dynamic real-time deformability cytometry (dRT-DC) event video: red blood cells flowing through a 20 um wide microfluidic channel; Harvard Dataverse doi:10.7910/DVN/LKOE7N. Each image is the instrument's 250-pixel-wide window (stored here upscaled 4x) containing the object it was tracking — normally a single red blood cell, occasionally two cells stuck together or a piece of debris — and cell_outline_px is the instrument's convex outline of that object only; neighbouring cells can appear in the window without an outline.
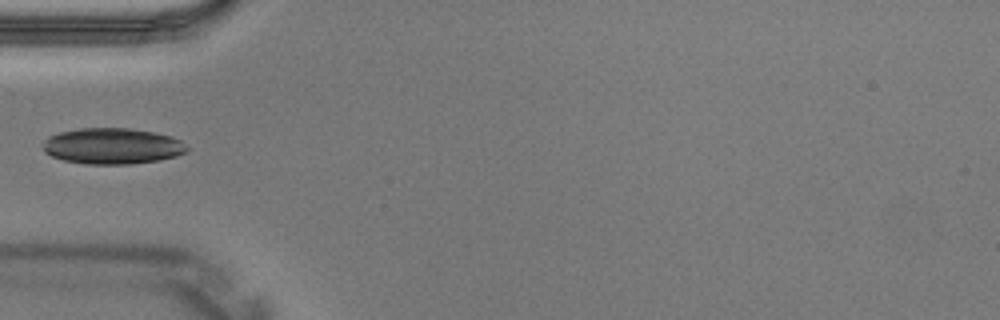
{"species": "Egyptian fruit bat (a non-hibernating species)", "species_latin": "Rousettus aegyptiacus", "temperature_condition": "warm", "stored_images_in_passage": 2, "camera_frame_rate_fps": 3000, "um_per_image_px": 0.085, "animal": {"sex": "male"}, "frame": {"image": 1, "passage_image": 2, "time_ms": 0.333, "image_size_px": [1000, 320], "cell_outline_px": [[188, 152], [176, 156], [156, 160], [128, 164], [84, 164], [64, 160], [52, 156], [44, 152], [44, 140], [48, 136], [60, 132], [80, 128], [128, 128], [156, 132], [172, 136], [180, 140], [188, 148]], "centroid_in_image_um": [9.56, 12.41], "position_along_channel_um": 75.4, "area_um2": 30.23}}